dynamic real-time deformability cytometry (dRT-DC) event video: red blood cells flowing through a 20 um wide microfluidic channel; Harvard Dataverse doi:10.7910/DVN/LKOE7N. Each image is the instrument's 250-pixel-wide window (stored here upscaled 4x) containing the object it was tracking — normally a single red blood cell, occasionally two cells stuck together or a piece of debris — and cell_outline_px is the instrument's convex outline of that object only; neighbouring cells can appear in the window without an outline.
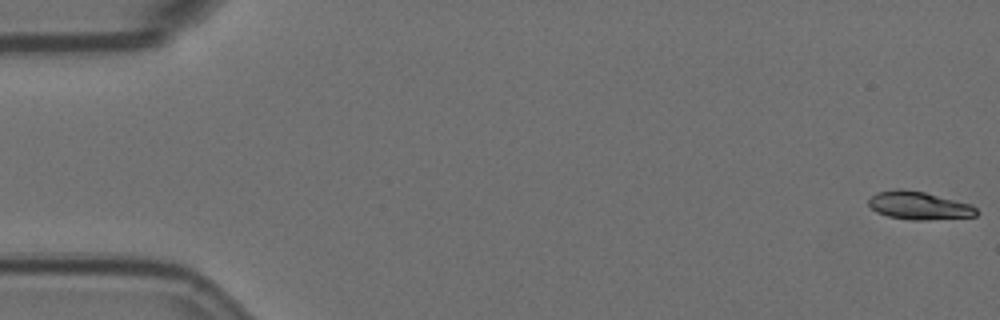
{"species": "Egyptian fruit bat (a non-hibernating species)", "species_latin": "Rousettus aegyptiacus", "temperature_condition": "room temperature", "stored_images_in_passage": 5, "camera_frame_rate_fps": 3000, "um_per_image_px": 0.085, "animal": {"sex": "female"}, "frame": {"image": 1, "passage_image": 1, "time_ms": 0.0, "image_size_px": [1000, 320], "cell_outline_px": [[980, 212], [976, 216], [924, 220], [908, 220], [888, 216], [876, 212], [868, 204], [868, 200], [876, 192], [896, 188], [900, 188], [924, 192], [972, 204]], "centroid_in_image_um": [78.11, 17.47], "position_along_channel_um": 6.9, "area_um2": 17.74}}
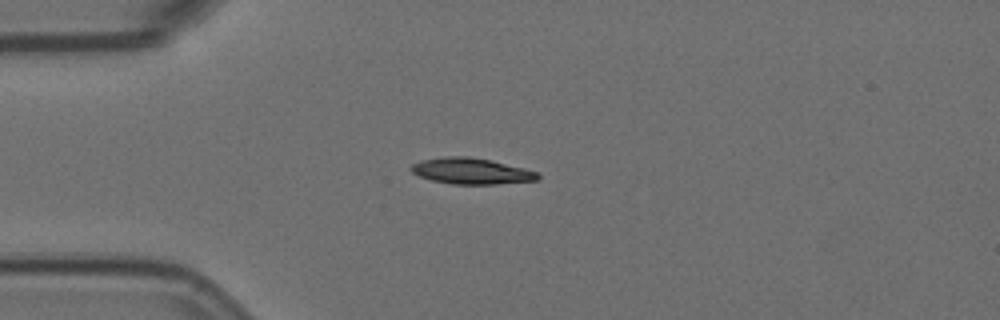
{"frame": {"image": 2, "passage_image": 5, "time_ms": 1.333, "image_size_px": [1000, 320], "cell_outline_px": [[540, 176], [536, 180], [496, 184], [452, 184], [432, 180], [420, 176], [412, 172], [408, 168], [412, 164], [420, 160], [444, 156], [468, 156], [488, 160], [524, 168], [536, 172]], "centroid_in_image_um": [40.0, 14.53], "position_along_channel_um": 45.0, "area_um2": 19.07}}